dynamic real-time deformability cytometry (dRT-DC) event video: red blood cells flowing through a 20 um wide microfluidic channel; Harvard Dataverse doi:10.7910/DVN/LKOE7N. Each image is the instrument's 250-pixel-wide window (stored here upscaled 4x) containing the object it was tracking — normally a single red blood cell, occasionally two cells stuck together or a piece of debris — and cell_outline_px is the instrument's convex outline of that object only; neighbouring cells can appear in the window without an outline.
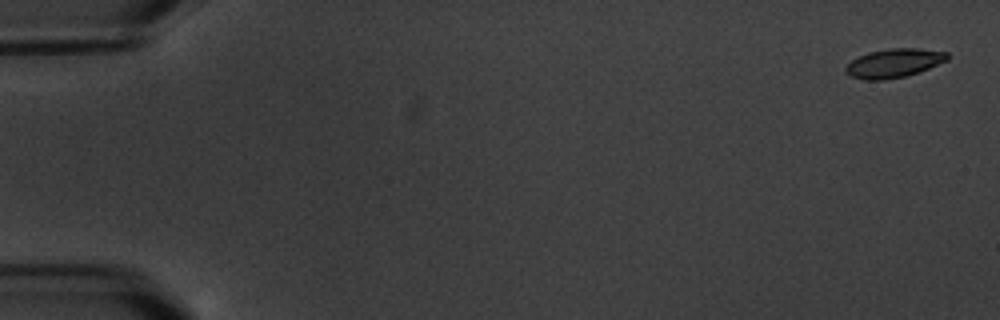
{"species": "common noctule bat (a hibernating species)", "species_latin": "Nyctalus noctula", "temperature_condition": "warm", "stored_images_in_passage": 6, "camera_frame_rate_fps": 3000, "um_per_image_px": 0.085, "animal": {"sex": "male", "body_mass_g": 20.1, "forearm_length_mm": 53.5}, "frame": {"image": 1, "passage_image": 1, "time_ms": 0.0, "image_size_px": [1000, 320], "cell_outline_px": [[948, 60], [920, 72], [904, 76], [880, 80], [864, 80], [852, 76], [844, 72], [844, 68], [852, 60], [868, 52], [888, 48], [920, 48], [948, 52]], "centroid_in_image_um": [76.0, 5.36], "position_along_channel_um": 9.0, "area_um2": 17.11}}
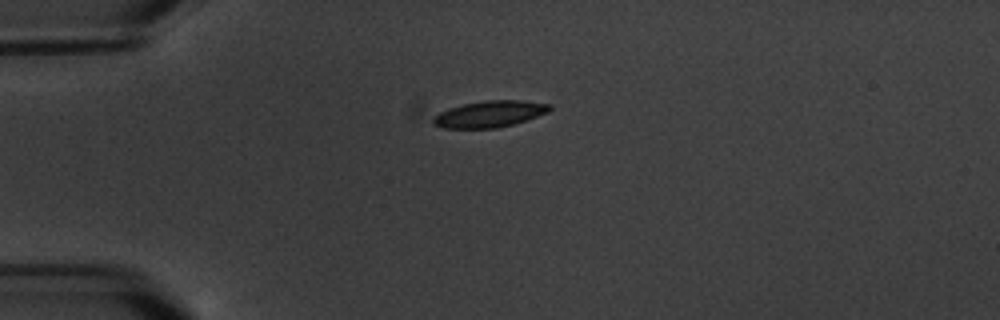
{"frame": {"image": 2, "passage_image": 5, "time_ms": 4.667, "image_size_px": [1000, 320], "cell_outline_px": [[552, 108], [548, 112], [512, 124], [496, 128], [444, 128], [432, 124], [432, 116], [448, 108], [464, 104], [484, 100], [524, 100], [552, 104]], "centroid_in_image_um": [41.6, 9.68], "position_along_channel_um": 43.4, "area_um2": 17.98}}